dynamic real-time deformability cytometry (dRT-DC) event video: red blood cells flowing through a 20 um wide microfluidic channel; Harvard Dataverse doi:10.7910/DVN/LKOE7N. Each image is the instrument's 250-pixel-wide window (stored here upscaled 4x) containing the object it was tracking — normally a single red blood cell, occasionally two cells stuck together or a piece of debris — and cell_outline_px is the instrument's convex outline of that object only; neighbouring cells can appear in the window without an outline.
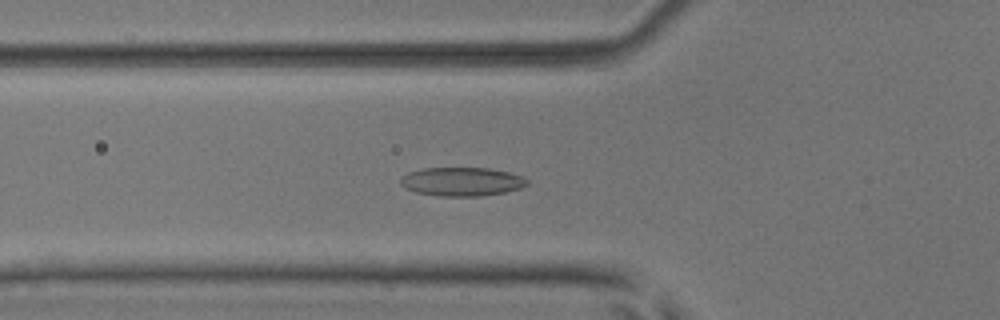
{"species": "common noctule bat (a hibernating species)", "species_latin": "Nyctalus noctula", "temperature_condition": "room temperature", "stored_images_in_passage": 50, "camera_frame_rate_fps": 3000, "um_per_image_px": 0.085, "animal": {"sex": "male", "body_mass_g": 17.9, "forearm_length_mm": 54.2}, "frame": {"image": 1, "passage_image": 15, "time_ms": 4.667, "image_size_px": [1000, 320], "cell_outline_px": [[528, 184], [520, 188], [504, 192], [480, 196], [440, 196], [416, 192], [404, 188], [400, 184], [400, 180], [408, 172], [424, 168], [488, 168], [508, 172], [524, 176], [528, 180]], "centroid_in_image_um": [39.26, 15.44], "position_along_channel_um": 86.5, "area_um2": 21.15}}
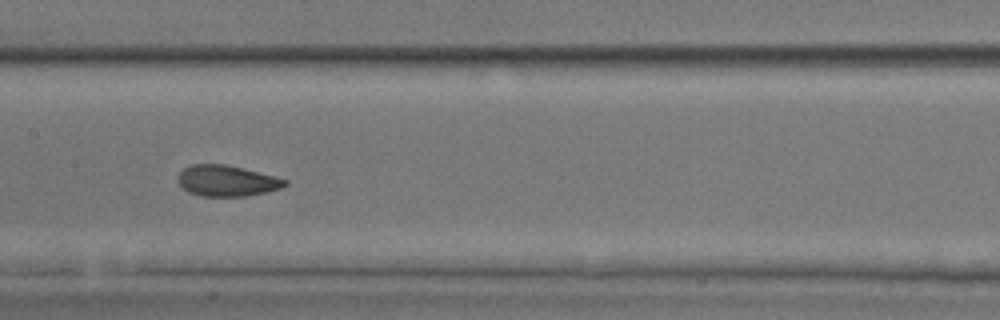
{"frame": {"image": 2, "passage_image": 23, "time_ms": 7.333, "image_size_px": [1000, 320], "cell_outline_px": [[288, 184], [280, 188], [268, 192], [244, 196], [200, 196], [188, 192], [176, 180], [176, 176], [184, 168], [192, 164], [224, 164], [276, 176], [288, 180]], "centroid_in_image_um": [19.27, 15.37], "position_along_channel_um": 188.1, "area_um2": 19.36}}
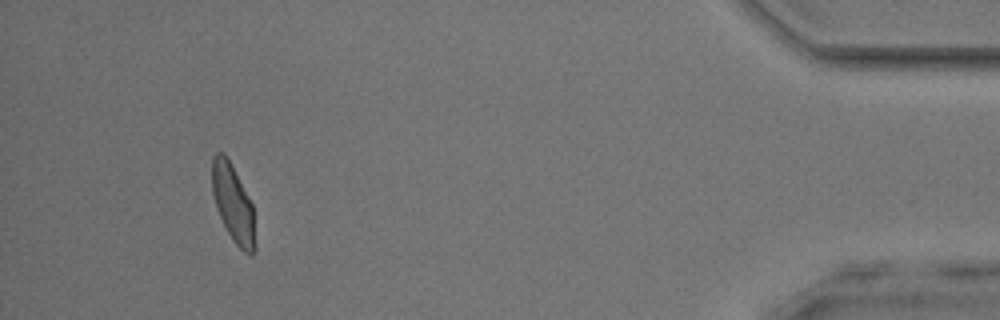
{"frame": {"image": 3, "passage_image": 46, "time_ms": 15.0, "image_size_px": [1000, 320], "cell_outline_px": [[256, 252], [252, 256], [244, 252], [232, 240], [216, 208], [212, 192], [212, 156], [216, 152], [224, 152], [252, 204], [256, 244]], "centroid_in_image_um": [19.82, 17.34], "position_along_channel_um": 415.4, "area_um2": 19.31}, "authors_computed_cell_mechanics": {"area_um2": 19.6231, "velocity_mm_per_s": 3.8064, "shape_relaxation_time_tau1_ms": 3.2644, "shape_relaxation_time_tau2_ms": 1.2232, "deformation_change_tau1": 0.1179, "deformation_change_tau2": 0.0643}}